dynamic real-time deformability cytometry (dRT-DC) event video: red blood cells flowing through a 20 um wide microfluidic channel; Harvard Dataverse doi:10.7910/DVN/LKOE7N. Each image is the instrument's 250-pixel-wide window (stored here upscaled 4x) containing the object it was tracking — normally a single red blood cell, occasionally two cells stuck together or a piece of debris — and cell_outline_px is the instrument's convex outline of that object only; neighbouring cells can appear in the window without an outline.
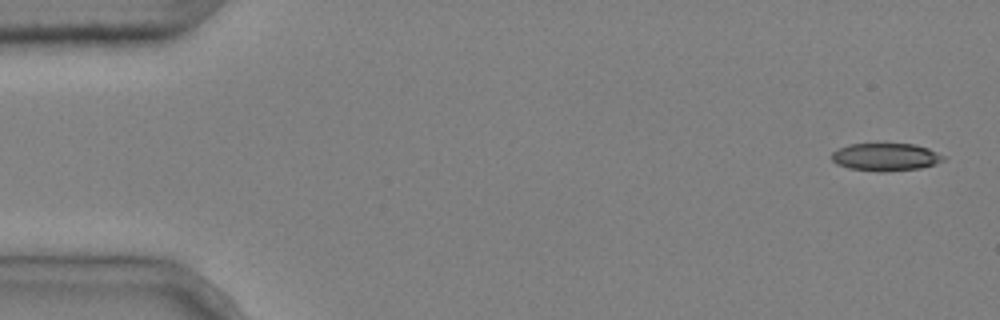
{"species": "common noctule bat (a hibernating species)", "species_latin": "Nyctalus noctula", "temperature_condition": "cold", "stored_images_in_passage": 3, "segment_of_instrument_passage": [2, 2], "camera_frame_rate_fps": 3000, "um_per_image_px": 0.085, "animal": {"sex": "male", "body_mass_g": 20.4}, "frame": {"image": 1, "passage_image": 3, "time_ms": 0.667, "image_size_px": [1000, 320], "cell_outline_px": [[948, 156], [944, 160], [936, 164], [920, 168], [884, 172], [880, 172], [848, 168], [836, 164], [832, 160], [832, 152], [848, 144], [916, 144], [928, 148]], "centroid_in_image_um": [75.32, 13.35], "position_along_channel_um": 9.7, "area_um2": 18.21}}